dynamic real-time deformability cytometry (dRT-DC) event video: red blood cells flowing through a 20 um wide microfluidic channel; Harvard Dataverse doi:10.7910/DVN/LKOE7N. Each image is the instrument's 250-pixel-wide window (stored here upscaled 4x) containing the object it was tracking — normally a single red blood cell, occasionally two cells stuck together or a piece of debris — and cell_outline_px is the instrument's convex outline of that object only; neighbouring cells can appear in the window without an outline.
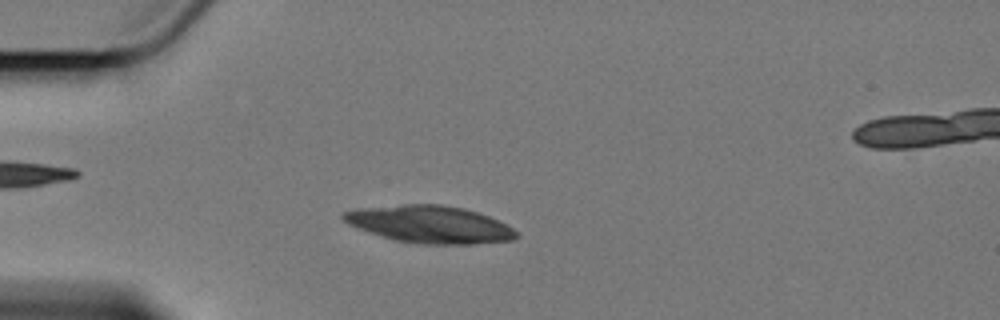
{"species": "Egyptian fruit bat (a non-hibernating species)", "species_latin": "Rousettus aegyptiacus", "temperature_condition": "cold", "stored_images_in_passage": 4, "camera_frame_rate_fps": 3000, "um_per_image_px": 0.085, "animal": {"sex": "female"}, "frame": {"image": 1, "passage_image": 3, "time_ms": 2.333, "image_size_px": [1000, 320], "cell_outline_px": [[520, 236], [512, 240], [472, 244], [420, 244], [396, 240], [380, 236], [356, 228], [348, 224], [340, 216], [340, 212], [360, 208], [400, 204], [440, 204], [464, 208], [488, 216], [512, 228]], "centroid_in_image_um": [36.48, 19.06], "position_along_channel_um": 48.5, "area_um2": 37.63}}